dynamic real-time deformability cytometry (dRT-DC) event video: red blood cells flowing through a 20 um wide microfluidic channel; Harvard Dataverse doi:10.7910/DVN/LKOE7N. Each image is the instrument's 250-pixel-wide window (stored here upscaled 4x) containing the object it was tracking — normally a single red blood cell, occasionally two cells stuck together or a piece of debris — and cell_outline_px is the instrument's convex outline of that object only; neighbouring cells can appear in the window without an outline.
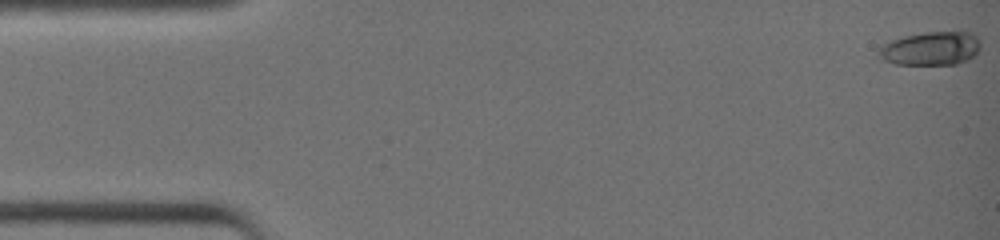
{"species": "common noctule bat (a hibernating species)", "species_latin": "Nyctalus noctula", "temperature_condition": "warm", "stored_images_in_passage": 17, "camera_frame_rate_fps": 3000, "um_per_image_px": 0.085, "animal": {"sex": "female", "body_mass_g": 19.0, "forearm_length_mm": 51.5}, "frame": {"image": 1, "passage_image": 1, "time_ms": 0.0, "image_size_px": [1000, 240], "cell_outline_px": [[980, 48], [968, 60], [956, 64], [896, 64], [884, 60], [876, 52], [880, 44], [904, 36], [924, 32], [964, 28], [972, 32], [980, 40]], "centroid_in_image_um": [79.16, 4.06], "position_along_channel_um": 5.8, "area_um2": 20.69}}
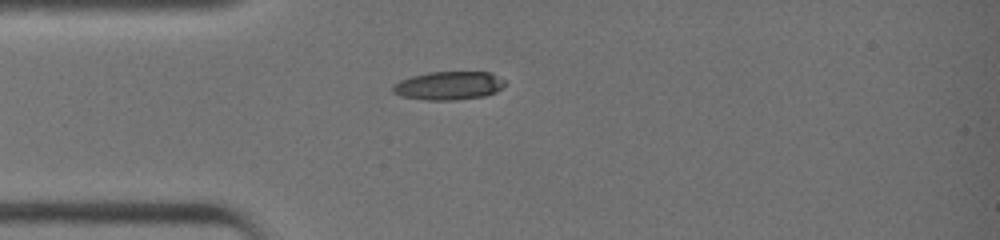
{"frame": {"image": 2, "passage_image": 12, "time_ms": 3.667, "image_size_px": [1000, 240], "cell_outline_px": [[504, 84], [496, 92], [484, 96], [456, 100], [424, 100], [400, 96], [392, 92], [392, 84], [400, 80], [412, 76], [428, 72], [492, 72], [504, 80]], "centroid_in_image_um": [38.1, 7.28], "position_along_channel_um": 46.9, "area_um2": 18.67}}
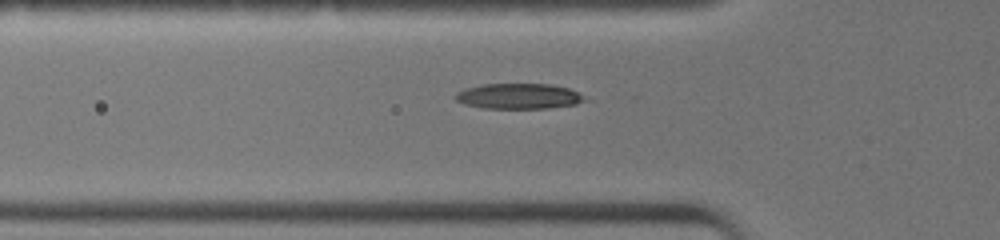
{"frame": {"image": 3, "passage_image": 15, "time_ms": 4.667, "image_size_px": [1000, 240], "cell_outline_px": [[584, 100], [576, 104], [548, 108], [484, 108], [464, 104], [456, 100], [452, 96], [456, 92], [464, 88], [484, 84], [548, 84], [568, 88], [584, 96]], "centroid_in_image_um": [44.01, 8.17], "position_along_channel_um": 81.8, "area_um2": 19.07}}